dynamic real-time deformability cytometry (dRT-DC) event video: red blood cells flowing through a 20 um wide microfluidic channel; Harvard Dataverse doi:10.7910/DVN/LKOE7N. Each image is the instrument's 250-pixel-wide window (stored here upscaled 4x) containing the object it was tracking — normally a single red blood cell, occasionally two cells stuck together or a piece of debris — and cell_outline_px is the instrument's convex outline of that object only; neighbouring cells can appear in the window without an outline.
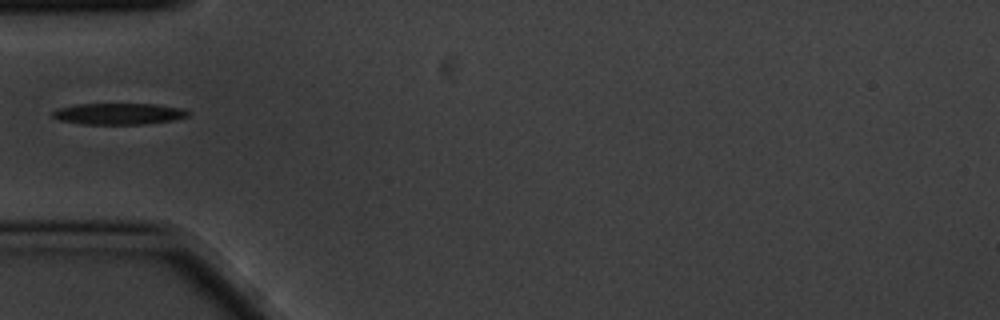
{"species": "common noctule bat (a hibernating species)", "species_latin": "Nyctalus noctula", "temperature_condition": "cold", "stored_images_in_passage": 1, "camera_frame_rate_fps": 3000, "um_per_image_px": 0.085, "animal": {"sex": "male", "body_mass_g": 20.1, "forearm_length_mm": 53.5}, "frame": {"image": 1, "passage_image": 1, "time_ms": 0.0, "image_size_px": [1000, 320], "cell_outline_px": [[188, 116], [172, 120], [144, 124], [84, 124], [60, 120], [52, 116], [52, 112], [56, 108], [76, 104], [156, 104], [184, 108], [188, 112]], "centroid_in_image_um": [10.08, 9.66], "position_along_channel_um": 74.9, "area_um2": 16.82}}